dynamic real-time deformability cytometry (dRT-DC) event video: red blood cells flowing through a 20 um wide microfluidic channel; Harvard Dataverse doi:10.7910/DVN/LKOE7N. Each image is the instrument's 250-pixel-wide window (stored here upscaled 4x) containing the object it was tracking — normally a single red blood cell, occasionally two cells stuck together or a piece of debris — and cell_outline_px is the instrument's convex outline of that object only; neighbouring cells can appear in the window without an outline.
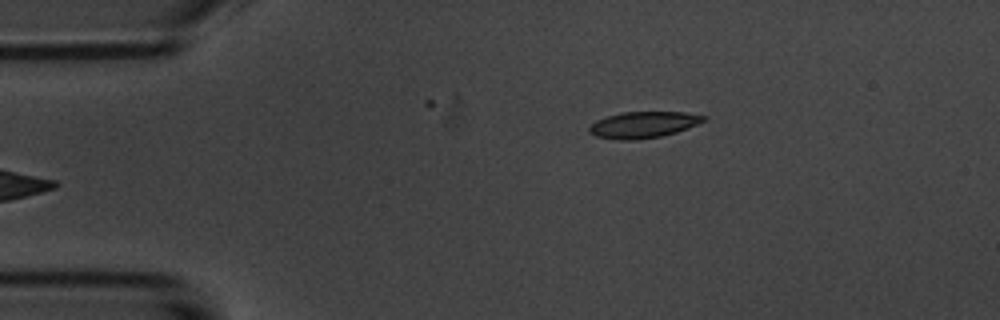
{"species": "common noctule bat (a hibernating species)", "species_latin": "Nyctalus noctula", "temperature_condition": "room temperature", "stored_images_in_passage": 5, "camera_frame_rate_fps": 3000, "um_per_image_px": 0.085, "animal": {"sex": "male", "body_mass_g": 20.1, "forearm_length_mm": 53.5}, "frame": {"image": 1, "passage_image": 5, "time_ms": 4.667, "image_size_px": [1000, 320], "cell_outline_px": [[708, 120], [688, 128], [676, 132], [660, 136], [636, 140], [620, 140], [596, 136], [588, 132], [588, 128], [596, 120], [620, 112], [684, 112], [708, 116]], "centroid_in_image_um": [54.71, 10.6], "position_along_channel_um": 30.3, "area_um2": 17.63}}